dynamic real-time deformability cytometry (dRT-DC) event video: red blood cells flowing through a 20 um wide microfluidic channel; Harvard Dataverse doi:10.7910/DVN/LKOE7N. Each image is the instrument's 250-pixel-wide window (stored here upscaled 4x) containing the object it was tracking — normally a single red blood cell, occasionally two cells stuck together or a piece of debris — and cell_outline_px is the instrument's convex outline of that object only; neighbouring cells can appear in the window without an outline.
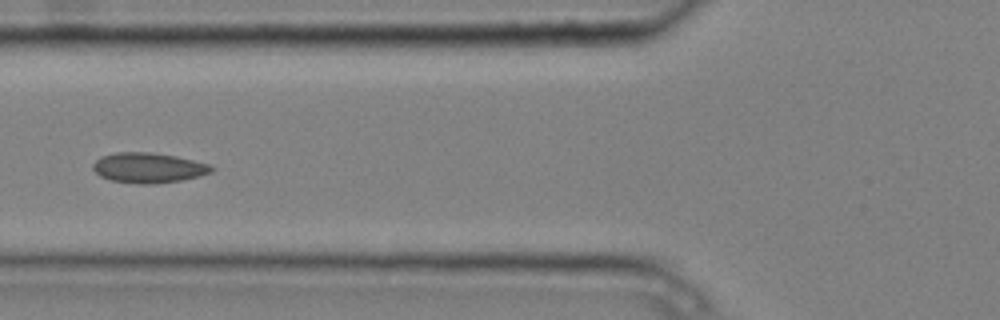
{"species": "common noctule bat (a hibernating species)", "species_latin": "Nyctalus noctula", "temperature_condition": "cold", "stored_images_in_passage": 7, "camera_frame_rate_fps": 3000, "um_per_image_px": 0.085, "animal": {"sex": "male", "body_mass_g": 20.4}, "frame": {"image": 1, "passage_image": 5, "time_ms": 1.333, "image_size_px": [1000, 320], "cell_outline_px": [[216, 168], [212, 172], [200, 176], [180, 180], [152, 184], [140, 184], [112, 180], [100, 176], [92, 168], [92, 164], [100, 156], [116, 152], [152, 152], [176, 156], [208, 164]], "centroid_in_image_um": [12.61, 14.25], "position_along_channel_um": 113.2, "area_um2": 20.81}}
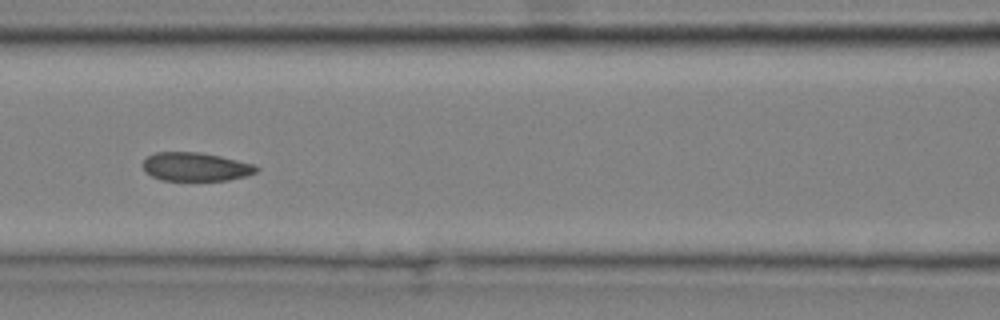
{"frame": {"image": 2, "passage_image": 6, "time_ms": 1.667, "image_size_px": [1000, 320], "cell_outline_px": [[260, 168], [256, 172], [244, 176], [228, 180], [160, 180], [144, 172], [144, 160], [148, 156], [156, 152], [200, 152], [220, 156], [252, 164]], "centroid_in_image_um": [16.6, 14.17], "position_along_channel_um": 150.0, "area_um2": 18.73}}
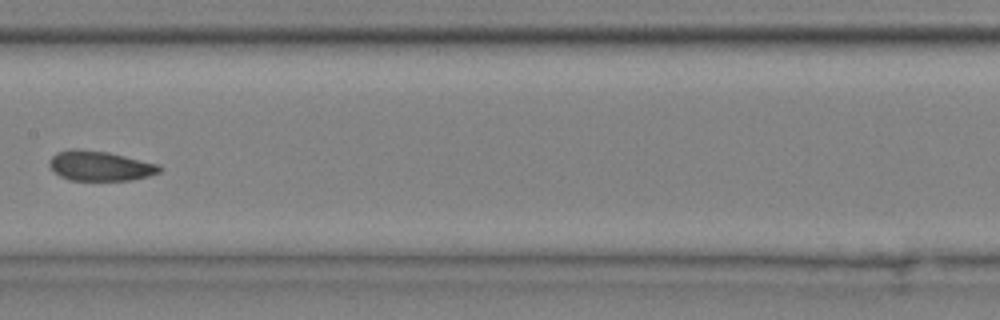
{"frame": {"image": 3, "passage_image": 7, "time_ms": 2.0, "image_size_px": [1000, 320], "cell_outline_px": [[164, 168], [160, 172], [148, 176], [128, 180], [68, 180], [60, 176], [48, 164], [48, 160], [56, 152], [72, 148], [76, 148], [108, 152], [160, 164]], "centroid_in_image_um": [8.5, 14.09], "position_along_channel_um": 198.9, "area_um2": 19.31}}